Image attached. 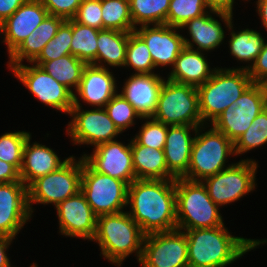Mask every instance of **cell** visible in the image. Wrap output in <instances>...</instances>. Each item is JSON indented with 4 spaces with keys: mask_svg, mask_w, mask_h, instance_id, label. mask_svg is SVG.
<instances>
[{
    "mask_svg": "<svg viewBox=\"0 0 267 267\" xmlns=\"http://www.w3.org/2000/svg\"><path fill=\"white\" fill-rule=\"evenodd\" d=\"M56 210L61 234L89 240L94 238L97 216L81 191L60 202Z\"/></svg>",
    "mask_w": 267,
    "mask_h": 267,
    "instance_id": "e0dca14e",
    "label": "cell"
},
{
    "mask_svg": "<svg viewBox=\"0 0 267 267\" xmlns=\"http://www.w3.org/2000/svg\"><path fill=\"white\" fill-rule=\"evenodd\" d=\"M101 15V0H82L73 19L82 25L102 30L103 20Z\"/></svg>",
    "mask_w": 267,
    "mask_h": 267,
    "instance_id": "60d3db41",
    "label": "cell"
},
{
    "mask_svg": "<svg viewBox=\"0 0 267 267\" xmlns=\"http://www.w3.org/2000/svg\"><path fill=\"white\" fill-rule=\"evenodd\" d=\"M176 217L178 230L223 226L219 206L209 197L201 181L175 179Z\"/></svg>",
    "mask_w": 267,
    "mask_h": 267,
    "instance_id": "277c9868",
    "label": "cell"
},
{
    "mask_svg": "<svg viewBox=\"0 0 267 267\" xmlns=\"http://www.w3.org/2000/svg\"><path fill=\"white\" fill-rule=\"evenodd\" d=\"M72 19L65 20L56 35L42 49L39 56L32 62L40 66L43 62L55 60L71 54Z\"/></svg>",
    "mask_w": 267,
    "mask_h": 267,
    "instance_id": "e575fe53",
    "label": "cell"
},
{
    "mask_svg": "<svg viewBox=\"0 0 267 267\" xmlns=\"http://www.w3.org/2000/svg\"><path fill=\"white\" fill-rule=\"evenodd\" d=\"M245 69L217 68L210 79L197 87L202 122L211 123L252 84Z\"/></svg>",
    "mask_w": 267,
    "mask_h": 267,
    "instance_id": "5b68a950",
    "label": "cell"
},
{
    "mask_svg": "<svg viewBox=\"0 0 267 267\" xmlns=\"http://www.w3.org/2000/svg\"><path fill=\"white\" fill-rule=\"evenodd\" d=\"M216 68L210 69L204 54L185 47L175 60L168 80L199 87L204 84Z\"/></svg>",
    "mask_w": 267,
    "mask_h": 267,
    "instance_id": "cb8c5ba5",
    "label": "cell"
},
{
    "mask_svg": "<svg viewBox=\"0 0 267 267\" xmlns=\"http://www.w3.org/2000/svg\"><path fill=\"white\" fill-rule=\"evenodd\" d=\"M125 67H132L135 74H154L155 69L149 49L144 40L135 32L129 34Z\"/></svg>",
    "mask_w": 267,
    "mask_h": 267,
    "instance_id": "836d02e7",
    "label": "cell"
},
{
    "mask_svg": "<svg viewBox=\"0 0 267 267\" xmlns=\"http://www.w3.org/2000/svg\"><path fill=\"white\" fill-rule=\"evenodd\" d=\"M131 150L136 179H176L167 169L163 149L146 147L131 139Z\"/></svg>",
    "mask_w": 267,
    "mask_h": 267,
    "instance_id": "83f0119b",
    "label": "cell"
},
{
    "mask_svg": "<svg viewBox=\"0 0 267 267\" xmlns=\"http://www.w3.org/2000/svg\"><path fill=\"white\" fill-rule=\"evenodd\" d=\"M227 25L226 27L231 29V39L229 41L230 54L241 62L245 61L251 63L246 67L232 68V69H245L248 70L255 62L257 56L260 54L264 47L265 40L261 33L253 29H244L242 31L235 32L232 25V14L225 12H217L216 14Z\"/></svg>",
    "mask_w": 267,
    "mask_h": 267,
    "instance_id": "4316f807",
    "label": "cell"
},
{
    "mask_svg": "<svg viewBox=\"0 0 267 267\" xmlns=\"http://www.w3.org/2000/svg\"><path fill=\"white\" fill-rule=\"evenodd\" d=\"M116 84L114 75L108 67L87 64L76 93L85 103L95 108H104L116 95Z\"/></svg>",
    "mask_w": 267,
    "mask_h": 267,
    "instance_id": "44dd1931",
    "label": "cell"
},
{
    "mask_svg": "<svg viewBox=\"0 0 267 267\" xmlns=\"http://www.w3.org/2000/svg\"><path fill=\"white\" fill-rule=\"evenodd\" d=\"M139 264L142 267H189L185 232L175 229L145 235Z\"/></svg>",
    "mask_w": 267,
    "mask_h": 267,
    "instance_id": "4fadbf2b",
    "label": "cell"
},
{
    "mask_svg": "<svg viewBox=\"0 0 267 267\" xmlns=\"http://www.w3.org/2000/svg\"><path fill=\"white\" fill-rule=\"evenodd\" d=\"M48 10L49 15L62 17L65 20L73 19L82 0H40Z\"/></svg>",
    "mask_w": 267,
    "mask_h": 267,
    "instance_id": "b9f144b4",
    "label": "cell"
},
{
    "mask_svg": "<svg viewBox=\"0 0 267 267\" xmlns=\"http://www.w3.org/2000/svg\"><path fill=\"white\" fill-rule=\"evenodd\" d=\"M212 14H217V11L209 10V12L199 17L188 20L181 26L180 29L188 28L190 39L184 37L185 47L193 49L194 43L200 52L209 51L217 48L224 40V30L220 21L213 18Z\"/></svg>",
    "mask_w": 267,
    "mask_h": 267,
    "instance_id": "484cf974",
    "label": "cell"
},
{
    "mask_svg": "<svg viewBox=\"0 0 267 267\" xmlns=\"http://www.w3.org/2000/svg\"><path fill=\"white\" fill-rule=\"evenodd\" d=\"M99 30L82 25L72 19L71 55L91 64L97 56V38Z\"/></svg>",
    "mask_w": 267,
    "mask_h": 267,
    "instance_id": "1f68e13d",
    "label": "cell"
},
{
    "mask_svg": "<svg viewBox=\"0 0 267 267\" xmlns=\"http://www.w3.org/2000/svg\"><path fill=\"white\" fill-rule=\"evenodd\" d=\"M30 139L31 136L25 143L20 169L21 181L27 187L38 177L58 170L70 158L61 161L51 148L37 142L31 144Z\"/></svg>",
    "mask_w": 267,
    "mask_h": 267,
    "instance_id": "603a6c76",
    "label": "cell"
},
{
    "mask_svg": "<svg viewBox=\"0 0 267 267\" xmlns=\"http://www.w3.org/2000/svg\"><path fill=\"white\" fill-rule=\"evenodd\" d=\"M198 126L192 145L190 164L182 177L190 181H202L226 169V159L234 153V143L214 127L202 132Z\"/></svg>",
    "mask_w": 267,
    "mask_h": 267,
    "instance_id": "8992f818",
    "label": "cell"
},
{
    "mask_svg": "<svg viewBox=\"0 0 267 267\" xmlns=\"http://www.w3.org/2000/svg\"><path fill=\"white\" fill-rule=\"evenodd\" d=\"M258 164L255 160L244 159L226 166V169L209 176L201 182L209 197L217 206H224L253 191Z\"/></svg>",
    "mask_w": 267,
    "mask_h": 267,
    "instance_id": "30bf717a",
    "label": "cell"
},
{
    "mask_svg": "<svg viewBox=\"0 0 267 267\" xmlns=\"http://www.w3.org/2000/svg\"><path fill=\"white\" fill-rule=\"evenodd\" d=\"M147 119L133 138L138 144L152 147L154 149H164L168 126L162 122L154 120L152 117ZM151 119V120H150ZM149 120V121H148Z\"/></svg>",
    "mask_w": 267,
    "mask_h": 267,
    "instance_id": "ab89813d",
    "label": "cell"
},
{
    "mask_svg": "<svg viewBox=\"0 0 267 267\" xmlns=\"http://www.w3.org/2000/svg\"><path fill=\"white\" fill-rule=\"evenodd\" d=\"M127 204L145 235L177 229L175 179L134 180L128 185Z\"/></svg>",
    "mask_w": 267,
    "mask_h": 267,
    "instance_id": "6da1fadb",
    "label": "cell"
},
{
    "mask_svg": "<svg viewBox=\"0 0 267 267\" xmlns=\"http://www.w3.org/2000/svg\"><path fill=\"white\" fill-rule=\"evenodd\" d=\"M256 4L258 15L261 18V23L267 30V0H258Z\"/></svg>",
    "mask_w": 267,
    "mask_h": 267,
    "instance_id": "c3c4849f",
    "label": "cell"
},
{
    "mask_svg": "<svg viewBox=\"0 0 267 267\" xmlns=\"http://www.w3.org/2000/svg\"><path fill=\"white\" fill-rule=\"evenodd\" d=\"M164 78L158 74H133L121 90L141 118H151L156 112L158 97Z\"/></svg>",
    "mask_w": 267,
    "mask_h": 267,
    "instance_id": "ffe728a7",
    "label": "cell"
},
{
    "mask_svg": "<svg viewBox=\"0 0 267 267\" xmlns=\"http://www.w3.org/2000/svg\"><path fill=\"white\" fill-rule=\"evenodd\" d=\"M72 156L58 170L38 177L28 186V205L53 203L55 207L65 199L81 191L82 157L77 161Z\"/></svg>",
    "mask_w": 267,
    "mask_h": 267,
    "instance_id": "9c48e42d",
    "label": "cell"
},
{
    "mask_svg": "<svg viewBox=\"0 0 267 267\" xmlns=\"http://www.w3.org/2000/svg\"><path fill=\"white\" fill-rule=\"evenodd\" d=\"M253 83L267 85V43L265 42L254 64L247 70Z\"/></svg>",
    "mask_w": 267,
    "mask_h": 267,
    "instance_id": "7bdbcfd3",
    "label": "cell"
},
{
    "mask_svg": "<svg viewBox=\"0 0 267 267\" xmlns=\"http://www.w3.org/2000/svg\"><path fill=\"white\" fill-rule=\"evenodd\" d=\"M104 109L120 133L135 124L134 118H140V120L144 119L140 117L132 104L120 93H116V95L106 104Z\"/></svg>",
    "mask_w": 267,
    "mask_h": 267,
    "instance_id": "f35d334b",
    "label": "cell"
},
{
    "mask_svg": "<svg viewBox=\"0 0 267 267\" xmlns=\"http://www.w3.org/2000/svg\"><path fill=\"white\" fill-rule=\"evenodd\" d=\"M79 98L73 94V107L69 113L72 118L66 132L74 144H87L97 146L101 143L116 140L121 134L108 116L104 108L82 110Z\"/></svg>",
    "mask_w": 267,
    "mask_h": 267,
    "instance_id": "7c38bea8",
    "label": "cell"
},
{
    "mask_svg": "<svg viewBox=\"0 0 267 267\" xmlns=\"http://www.w3.org/2000/svg\"><path fill=\"white\" fill-rule=\"evenodd\" d=\"M205 1L210 10L217 12H225L233 15L232 9L234 0H205Z\"/></svg>",
    "mask_w": 267,
    "mask_h": 267,
    "instance_id": "bcb514c9",
    "label": "cell"
},
{
    "mask_svg": "<svg viewBox=\"0 0 267 267\" xmlns=\"http://www.w3.org/2000/svg\"><path fill=\"white\" fill-rule=\"evenodd\" d=\"M189 267H226L267 240L234 237L225 226L185 230Z\"/></svg>",
    "mask_w": 267,
    "mask_h": 267,
    "instance_id": "7a4b0ae2",
    "label": "cell"
},
{
    "mask_svg": "<svg viewBox=\"0 0 267 267\" xmlns=\"http://www.w3.org/2000/svg\"><path fill=\"white\" fill-rule=\"evenodd\" d=\"M14 76L45 105L61 112L70 113L73 107V93L55 80L40 66L16 65L11 68Z\"/></svg>",
    "mask_w": 267,
    "mask_h": 267,
    "instance_id": "5bb4252c",
    "label": "cell"
},
{
    "mask_svg": "<svg viewBox=\"0 0 267 267\" xmlns=\"http://www.w3.org/2000/svg\"><path fill=\"white\" fill-rule=\"evenodd\" d=\"M21 181L20 171L12 164L0 160V183Z\"/></svg>",
    "mask_w": 267,
    "mask_h": 267,
    "instance_id": "ee69618b",
    "label": "cell"
},
{
    "mask_svg": "<svg viewBox=\"0 0 267 267\" xmlns=\"http://www.w3.org/2000/svg\"><path fill=\"white\" fill-rule=\"evenodd\" d=\"M152 118L169 126L203 125L197 88L164 80Z\"/></svg>",
    "mask_w": 267,
    "mask_h": 267,
    "instance_id": "52a82bcc",
    "label": "cell"
},
{
    "mask_svg": "<svg viewBox=\"0 0 267 267\" xmlns=\"http://www.w3.org/2000/svg\"><path fill=\"white\" fill-rule=\"evenodd\" d=\"M13 238L5 235H0V267H12L10 260L6 254L9 245L12 243Z\"/></svg>",
    "mask_w": 267,
    "mask_h": 267,
    "instance_id": "7dc6e473",
    "label": "cell"
},
{
    "mask_svg": "<svg viewBox=\"0 0 267 267\" xmlns=\"http://www.w3.org/2000/svg\"><path fill=\"white\" fill-rule=\"evenodd\" d=\"M141 25L134 31L144 40L151 54L155 68L174 66L175 60L185 48L184 36L177 33L179 27L167 24Z\"/></svg>",
    "mask_w": 267,
    "mask_h": 267,
    "instance_id": "ac0fdd59",
    "label": "cell"
},
{
    "mask_svg": "<svg viewBox=\"0 0 267 267\" xmlns=\"http://www.w3.org/2000/svg\"><path fill=\"white\" fill-rule=\"evenodd\" d=\"M169 4L170 0H129L133 26L166 24Z\"/></svg>",
    "mask_w": 267,
    "mask_h": 267,
    "instance_id": "4dcf8cb0",
    "label": "cell"
},
{
    "mask_svg": "<svg viewBox=\"0 0 267 267\" xmlns=\"http://www.w3.org/2000/svg\"><path fill=\"white\" fill-rule=\"evenodd\" d=\"M91 155H83L84 160L97 172L124 181L130 185L136 180L131 141L128 145L116 140L95 146Z\"/></svg>",
    "mask_w": 267,
    "mask_h": 267,
    "instance_id": "9a60e30c",
    "label": "cell"
},
{
    "mask_svg": "<svg viewBox=\"0 0 267 267\" xmlns=\"http://www.w3.org/2000/svg\"><path fill=\"white\" fill-rule=\"evenodd\" d=\"M30 132H7L0 136V160L14 165L19 171L23 162V150Z\"/></svg>",
    "mask_w": 267,
    "mask_h": 267,
    "instance_id": "74e56055",
    "label": "cell"
},
{
    "mask_svg": "<svg viewBox=\"0 0 267 267\" xmlns=\"http://www.w3.org/2000/svg\"><path fill=\"white\" fill-rule=\"evenodd\" d=\"M64 21L62 17L48 15L9 56V69L21 65L23 60L32 64L44 46L56 35Z\"/></svg>",
    "mask_w": 267,
    "mask_h": 267,
    "instance_id": "d4e9b609",
    "label": "cell"
},
{
    "mask_svg": "<svg viewBox=\"0 0 267 267\" xmlns=\"http://www.w3.org/2000/svg\"><path fill=\"white\" fill-rule=\"evenodd\" d=\"M30 218L28 187L22 181L0 183V235L14 239Z\"/></svg>",
    "mask_w": 267,
    "mask_h": 267,
    "instance_id": "2e32d148",
    "label": "cell"
},
{
    "mask_svg": "<svg viewBox=\"0 0 267 267\" xmlns=\"http://www.w3.org/2000/svg\"><path fill=\"white\" fill-rule=\"evenodd\" d=\"M86 65L76 56L68 54L55 60L43 62L40 67L74 94L72 87L75 90L78 88Z\"/></svg>",
    "mask_w": 267,
    "mask_h": 267,
    "instance_id": "f546056e",
    "label": "cell"
},
{
    "mask_svg": "<svg viewBox=\"0 0 267 267\" xmlns=\"http://www.w3.org/2000/svg\"><path fill=\"white\" fill-rule=\"evenodd\" d=\"M210 10L205 0H170L166 24L179 27Z\"/></svg>",
    "mask_w": 267,
    "mask_h": 267,
    "instance_id": "8d00e7d4",
    "label": "cell"
},
{
    "mask_svg": "<svg viewBox=\"0 0 267 267\" xmlns=\"http://www.w3.org/2000/svg\"><path fill=\"white\" fill-rule=\"evenodd\" d=\"M36 265V263H33L30 267H37Z\"/></svg>",
    "mask_w": 267,
    "mask_h": 267,
    "instance_id": "681fc988",
    "label": "cell"
},
{
    "mask_svg": "<svg viewBox=\"0 0 267 267\" xmlns=\"http://www.w3.org/2000/svg\"><path fill=\"white\" fill-rule=\"evenodd\" d=\"M267 143V107L252 121L248 129L234 142V153H246Z\"/></svg>",
    "mask_w": 267,
    "mask_h": 267,
    "instance_id": "d590c367",
    "label": "cell"
},
{
    "mask_svg": "<svg viewBox=\"0 0 267 267\" xmlns=\"http://www.w3.org/2000/svg\"><path fill=\"white\" fill-rule=\"evenodd\" d=\"M267 107V85L252 83L236 100L212 123L233 143L242 135L257 115Z\"/></svg>",
    "mask_w": 267,
    "mask_h": 267,
    "instance_id": "8fae6325",
    "label": "cell"
},
{
    "mask_svg": "<svg viewBox=\"0 0 267 267\" xmlns=\"http://www.w3.org/2000/svg\"><path fill=\"white\" fill-rule=\"evenodd\" d=\"M48 15L40 0H27L0 24V34L4 35L9 56Z\"/></svg>",
    "mask_w": 267,
    "mask_h": 267,
    "instance_id": "d6986e66",
    "label": "cell"
},
{
    "mask_svg": "<svg viewBox=\"0 0 267 267\" xmlns=\"http://www.w3.org/2000/svg\"><path fill=\"white\" fill-rule=\"evenodd\" d=\"M81 192L97 217L123 212V208L128 206V185L95 171L83 156Z\"/></svg>",
    "mask_w": 267,
    "mask_h": 267,
    "instance_id": "ba28073f",
    "label": "cell"
},
{
    "mask_svg": "<svg viewBox=\"0 0 267 267\" xmlns=\"http://www.w3.org/2000/svg\"><path fill=\"white\" fill-rule=\"evenodd\" d=\"M27 0H0V24L10 17Z\"/></svg>",
    "mask_w": 267,
    "mask_h": 267,
    "instance_id": "f6af8a7d",
    "label": "cell"
},
{
    "mask_svg": "<svg viewBox=\"0 0 267 267\" xmlns=\"http://www.w3.org/2000/svg\"><path fill=\"white\" fill-rule=\"evenodd\" d=\"M130 32L113 29L99 30L97 38V56L92 65L105 67H124L126 60L127 42ZM104 62V63H102Z\"/></svg>",
    "mask_w": 267,
    "mask_h": 267,
    "instance_id": "f1b7e54d",
    "label": "cell"
},
{
    "mask_svg": "<svg viewBox=\"0 0 267 267\" xmlns=\"http://www.w3.org/2000/svg\"><path fill=\"white\" fill-rule=\"evenodd\" d=\"M203 125L168 126L164 155L168 171L175 178H182L188 171L194 137L190 130L197 131Z\"/></svg>",
    "mask_w": 267,
    "mask_h": 267,
    "instance_id": "7402d4cb",
    "label": "cell"
},
{
    "mask_svg": "<svg viewBox=\"0 0 267 267\" xmlns=\"http://www.w3.org/2000/svg\"><path fill=\"white\" fill-rule=\"evenodd\" d=\"M103 29L132 32L129 0H101Z\"/></svg>",
    "mask_w": 267,
    "mask_h": 267,
    "instance_id": "d6a6232c",
    "label": "cell"
},
{
    "mask_svg": "<svg viewBox=\"0 0 267 267\" xmlns=\"http://www.w3.org/2000/svg\"><path fill=\"white\" fill-rule=\"evenodd\" d=\"M145 234L128 212L97 217L96 233L92 241L98 242L101 254L113 264L121 266L123 260L135 253L142 255Z\"/></svg>",
    "mask_w": 267,
    "mask_h": 267,
    "instance_id": "3957f363",
    "label": "cell"
}]
</instances>
